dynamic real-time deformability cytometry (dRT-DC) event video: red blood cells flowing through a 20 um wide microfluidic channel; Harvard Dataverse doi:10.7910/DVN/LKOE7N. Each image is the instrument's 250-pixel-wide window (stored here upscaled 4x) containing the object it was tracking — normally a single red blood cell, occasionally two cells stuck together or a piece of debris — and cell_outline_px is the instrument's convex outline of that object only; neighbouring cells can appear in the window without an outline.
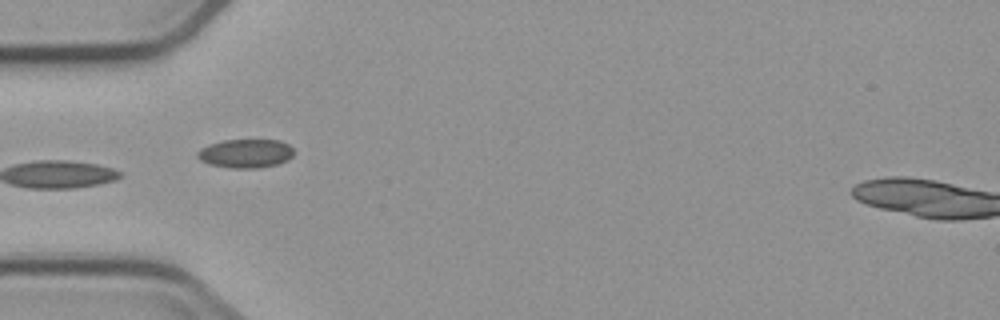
{"species": "common noctule bat (a hibernating species)", "species_latin": "Nyctalus noctula", "temperature_condition": "cold", "stored_images_in_passage": 15, "segment_of_instrument_passage": [2, 2], "camera_frame_rate_fps": 3000, "um_per_image_px": 0.085, "animal": {"sex": "male", "body_mass_g": 23.1, "forearm_length_mm": 52.7}, "frame": {"image": 1, "passage_image": 6, "time_ms": 7.0, "image_size_px": [1000, 320], "cell_outline_px": [[296, 152], [288, 160], [276, 164], [256, 168], [228, 168], [208, 164], [200, 160], [196, 156], [196, 152], [200, 148], [224, 140], [280, 140], [288, 144]], "centroid_in_image_um": [20.88, 13.05], "position_along_channel_um": 64.1, "area_um2": 16.24}}
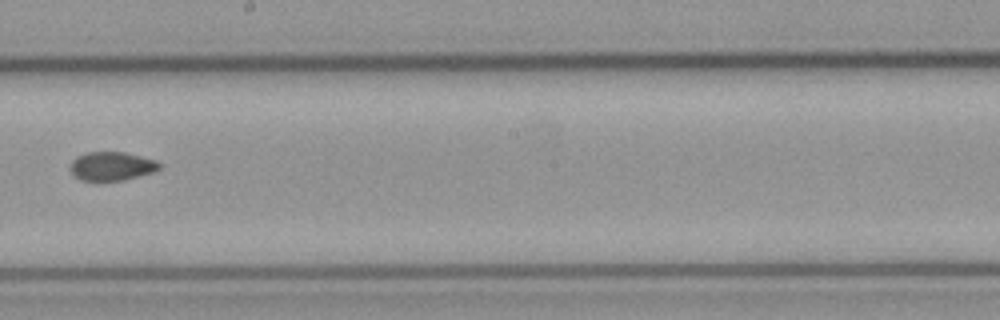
{"frame": {"image": 2, "passage_image": 10, "time_ms": 11.667, "image_size_px": [1000, 320], "cell_outline_px": [[160, 168], [152, 172], [124, 180], [80, 180], [72, 172], [72, 160], [76, 156], [88, 152], [124, 152], [156, 160], [160, 164]], "centroid_in_image_um": [9.51, 14.11], "position_along_channel_um": 238.7, "area_um2": 14.62}}
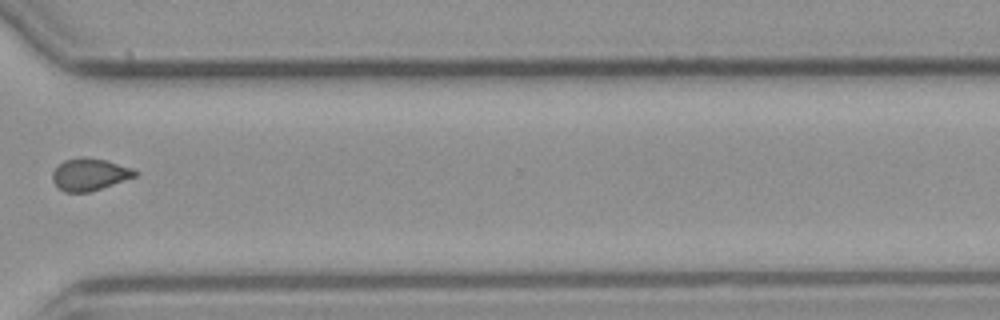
{"frame": {"image": 3, "passage_image": 13, "time_ms": 15.0, "image_size_px": [1000, 320], "cell_outline_px": [[140, 172], [136, 176], [88, 192], [64, 192], [52, 180], [52, 172], [64, 160], [80, 156], [84, 156], [108, 160], [132, 168]], "centroid_in_image_um": [7.62, 14.8], "position_along_channel_um": 363.0, "area_um2": 15.43}}